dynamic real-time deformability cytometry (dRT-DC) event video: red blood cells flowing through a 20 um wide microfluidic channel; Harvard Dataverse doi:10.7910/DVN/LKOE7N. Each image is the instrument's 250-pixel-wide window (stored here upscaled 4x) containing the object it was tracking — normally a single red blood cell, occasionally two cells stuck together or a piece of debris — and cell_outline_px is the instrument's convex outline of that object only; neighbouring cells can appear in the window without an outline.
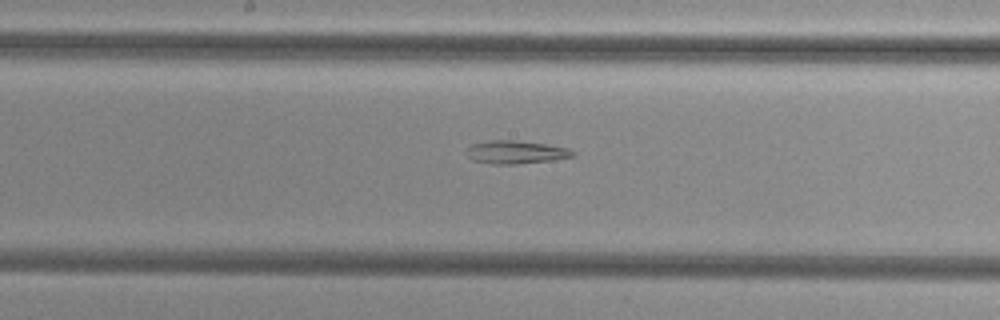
{"species": "common noctule bat (a hibernating species)", "species_latin": "Nyctalus noctula", "temperature_condition": "cold", "stored_images_in_passage": 54, "segment_of_instrument_passage": [2, 2], "camera_frame_rate_fps": 3000, "um_per_image_px": 0.085, "animal": {"sex": "female", "body_mass_g": 29.2, "forearm_length_mm": 56.3}, "frame": {"image": 1, "passage_image": 29, "time_ms": 9.333, "image_size_px": [1000, 320], "cell_outline_px": [[576, 152], [572, 156], [552, 160], [516, 164], [492, 164], [472, 160], [468, 156], [468, 148], [472, 144], [492, 140], [516, 140], [544, 144], [568, 148]], "centroid_in_image_um": [43.84, 12.93], "position_along_channel_um": 204.4, "area_um2": 14.1}}
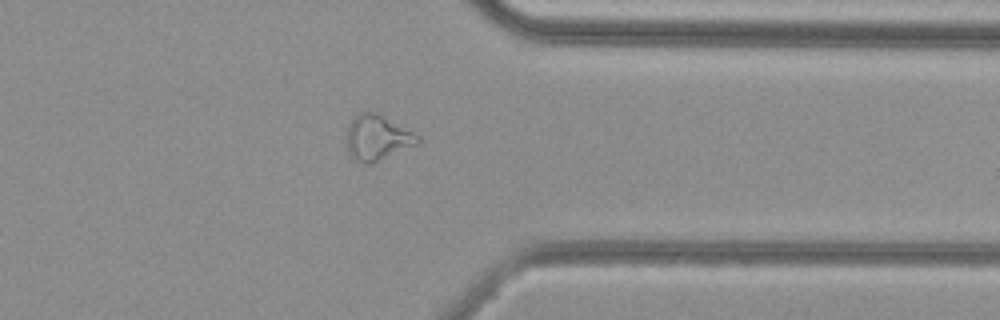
{"frame": {"image": 2, "passage_image": 43, "time_ms": 14.0, "image_size_px": [1000, 320], "cell_outline_px": [[420, 144], [372, 164], [368, 164], [356, 160], [348, 152], [348, 124], [360, 112], [380, 112], [420, 136]], "centroid_in_image_um": [32.14, 11.7], "position_along_channel_um": 379.3, "area_um2": 18.96}}
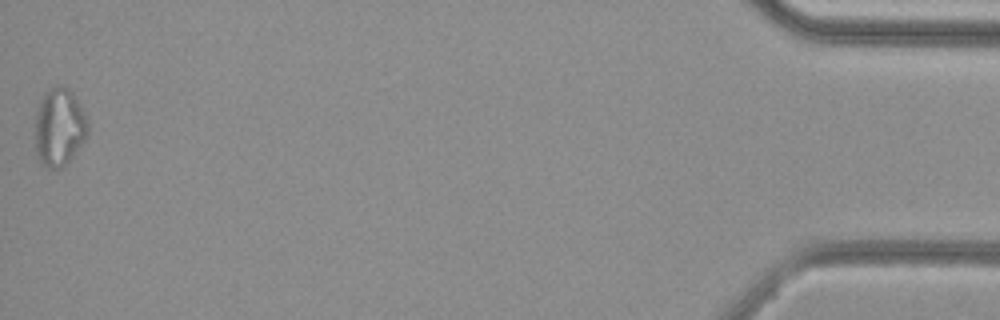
{"frame": {"image": 3, "passage_image": 54, "time_ms": 17.667, "image_size_px": [1000, 320], "cell_outline_px": [[88, 136], [72, 156], [60, 168], [52, 168], [40, 164], [36, 156], [36, 112], [44, 92], [48, 88], [56, 84], [68, 88], [72, 92], [84, 112], [88, 124]], "centroid_in_image_um": [5.03, 10.78], "position_along_channel_um": 430.2, "area_um2": 23.87}}